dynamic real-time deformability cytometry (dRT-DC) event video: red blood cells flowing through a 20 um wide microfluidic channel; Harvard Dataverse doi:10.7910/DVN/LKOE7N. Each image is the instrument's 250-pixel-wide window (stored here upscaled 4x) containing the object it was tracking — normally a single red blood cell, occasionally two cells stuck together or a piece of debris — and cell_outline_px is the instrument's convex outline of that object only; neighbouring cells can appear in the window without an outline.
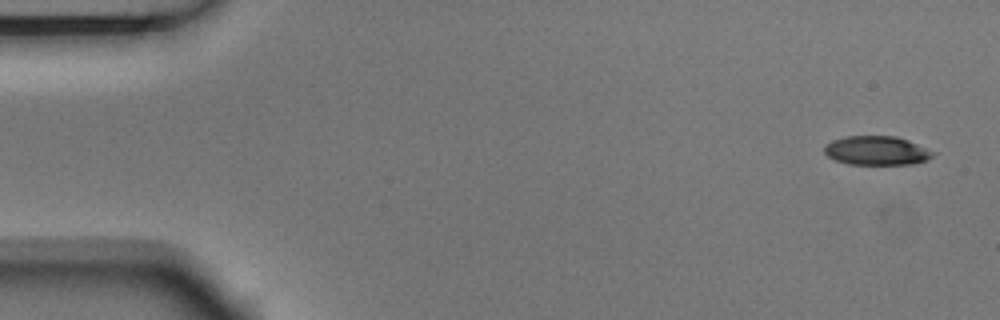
{"species": "Egyptian fruit bat (a non-hibernating species)", "species_latin": "Rousettus aegyptiacus", "temperature_condition": "room temperature", "stored_images_in_passage": 5, "camera_frame_rate_fps": 3000, "um_per_image_px": 0.085, "animal": {"sex": "male"}, "frame": {"image": 1, "passage_image": 1, "time_ms": 0.0, "image_size_px": [1000, 320], "cell_outline_px": [[936, 152], [932, 156], [924, 160], [912, 164], [848, 164], [836, 160], [828, 156], [824, 152], [824, 144], [832, 140], [844, 136], [896, 136], [908, 140]], "centroid_in_image_um": [74.48, 12.79], "position_along_channel_um": 10.5, "area_um2": 18.32}}